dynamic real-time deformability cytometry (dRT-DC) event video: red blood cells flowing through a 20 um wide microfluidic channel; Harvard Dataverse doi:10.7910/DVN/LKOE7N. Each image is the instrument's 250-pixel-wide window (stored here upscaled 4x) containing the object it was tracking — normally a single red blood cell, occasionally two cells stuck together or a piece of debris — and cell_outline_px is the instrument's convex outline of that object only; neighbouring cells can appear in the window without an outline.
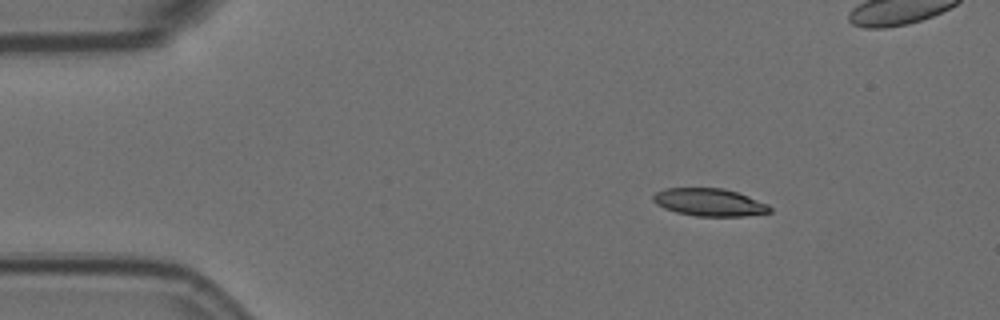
{"species": "Egyptian fruit bat (a non-hibernating species)", "species_latin": "Rousettus aegyptiacus", "temperature_condition": "room temperature", "stored_images_in_passage": 8, "camera_frame_rate_fps": 3000, "um_per_image_px": 0.085, "animal": {"sex": "female"}, "frame": {"image": 1, "passage_image": 3, "time_ms": 0.667, "image_size_px": [1000, 320], "cell_outline_px": [[772, 212], [744, 216], [696, 216], [676, 212], [664, 208], [656, 204], [652, 200], [652, 196], [656, 192], [664, 188], [724, 188], [748, 196], [768, 204], [772, 208]], "centroid_in_image_um": [60.29, 17.19], "position_along_channel_um": 24.7, "area_um2": 18.84}}
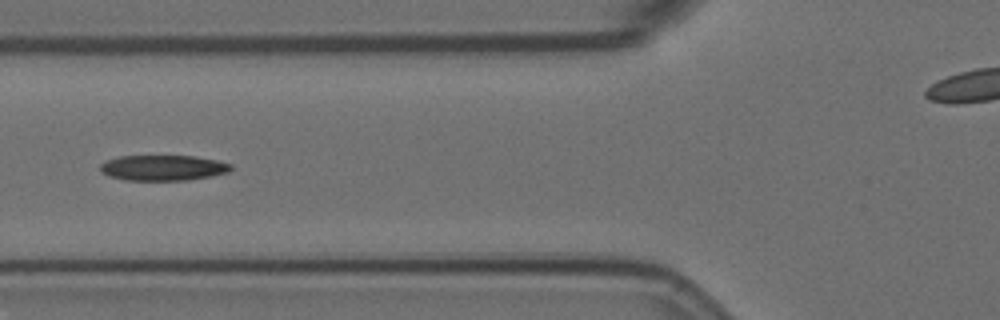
{"frame": {"image": 2, "passage_image": 7, "time_ms": 2.0, "image_size_px": [1000, 320], "cell_outline_px": [[232, 168], [228, 172], [212, 176], [188, 180], [124, 180], [108, 176], [100, 172], [100, 164], [104, 160], [120, 156], [196, 156], [216, 160], [232, 164]], "centroid_in_image_um": [13.83, 14.26], "position_along_channel_um": 112.0, "area_um2": 19.59}}
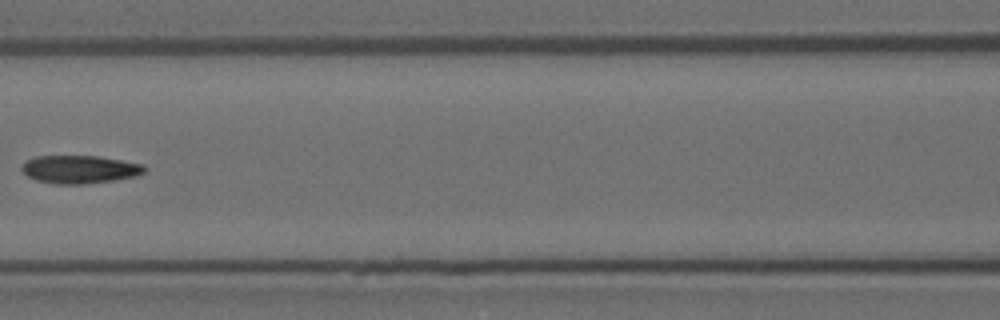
{"frame": {"image": 3, "passage_image": 8, "time_ms": 2.333, "image_size_px": [1000, 320], "cell_outline_px": [[148, 168], [144, 172], [136, 176], [116, 180], [84, 184], [56, 184], [36, 180], [28, 176], [20, 168], [28, 160], [36, 156], [96, 156], [144, 164]], "centroid_in_image_um": [6.81, 14.4], "position_along_channel_um": 159.8, "area_um2": 20.0}}